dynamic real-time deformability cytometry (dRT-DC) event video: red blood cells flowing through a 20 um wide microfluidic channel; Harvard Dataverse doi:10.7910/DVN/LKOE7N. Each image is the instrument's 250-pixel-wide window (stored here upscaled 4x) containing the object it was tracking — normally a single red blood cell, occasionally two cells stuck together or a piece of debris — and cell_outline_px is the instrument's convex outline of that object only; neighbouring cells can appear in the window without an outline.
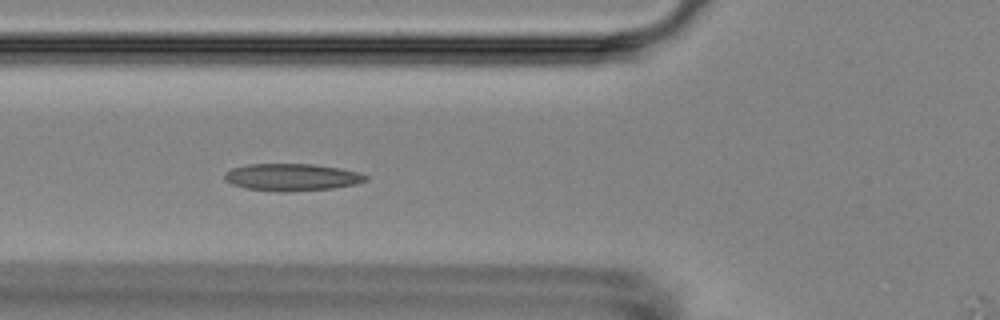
{"species": "Egyptian fruit bat (a non-hibernating species)", "species_latin": "Rousettus aegyptiacus", "temperature_condition": "room temperature", "stored_images_in_passage": 6, "camera_frame_rate_fps": 3000, "um_per_image_px": 0.085, "animal": {"sex": "female"}, "frame": {"image": 1, "passage_image": 6, "time_ms": 5.667, "image_size_px": [1000, 320], "cell_outline_px": [[368, 180], [356, 184], [332, 188], [284, 192], [280, 192], [248, 188], [232, 184], [224, 180], [224, 172], [232, 168], [248, 164], [312, 164], [340, 168], [360, 172], [368, 176]], "centroid_in_image_um": [24.82, 15.05], "position_along_channel_um": 101.0, "area_um2": 22.37}}